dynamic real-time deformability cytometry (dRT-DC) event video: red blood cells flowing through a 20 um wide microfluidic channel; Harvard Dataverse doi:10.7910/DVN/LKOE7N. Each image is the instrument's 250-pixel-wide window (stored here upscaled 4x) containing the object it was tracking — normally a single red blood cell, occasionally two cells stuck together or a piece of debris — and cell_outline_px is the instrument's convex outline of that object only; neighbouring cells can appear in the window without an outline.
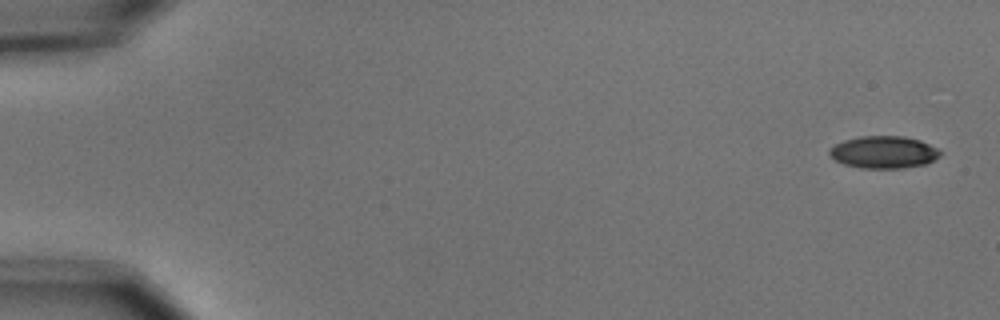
{"species": "common noctule bat (a hibernating species)", "species_latin": "Nyctalus noctula", "temperature_condition": "cold", "stored_images_in_passage": 54, "camera_frame_rate_fps": 3000, "um_per_image_px": 0.085, "animal": {"sex": "male", "body_mass_g": 15.6}, "frame": {"image": 1, "passage_image": 1, "time_ms": 0.0, "image_size_px": [1000, 320], "cell_outline_px": [[940, 156], [924, 164], [904, 168], [860, 168], [844, 164], [828, 156], [828, 148], [844, 140], [860, 136], [904, 136], [920, 140], [936, 148], [940, 152]], "centroid_in_image_um": [75.06, 12.93], "position_along_channel_um": 9.9, "area_um2": 20.81}}
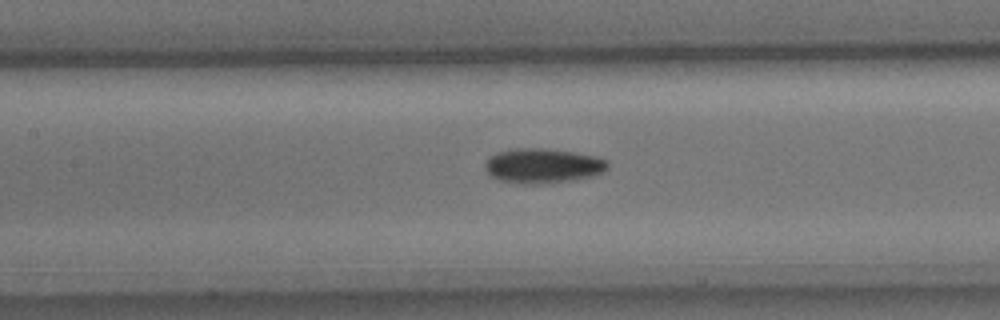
{"frame": {"image": 2, "passage_image": 25, "time_ms": 8.0, "image_size_px": [1000, 320], "cell_outline_px": [[608, 168], [604, 172], [592, 176], [576, 180], [544, 184], [520, 184], [500, 180], [492, 176], [484, 168], [484, 164], [496, 152], [512, 148], [544, 148], [600, 156], [608, 160]], "centroid_in_image_um": [46.18, 14.09], "position_along_channel_um": 161.2, "area_um2": 25.2}}
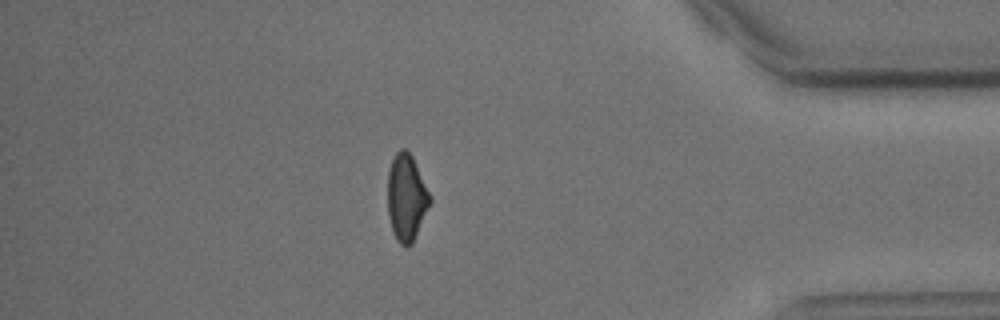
{"frame": {"image": 3, "passage_image": 47, "time_ms": 15.333, "image_size_px": [1000, 320], "cell_outline_px": [[432, 200], [412, 244], [400, 244], [396, 240], [392, 232], [388, 216], [388, 172], [392, 160], [396, 152], [400, 148], [404, 148], [412, 156], [432, 196]], "centroid_in_image_um": [34.55, 16.78], "position_along_channel_um": 400.7, "area_um2": 21.39}, "authors_computed_cell_mechanics": {"area_um2": 22.3108, "velocity_mm_per_s": 3.6956, "shape_relaxation_time_tau1_ms": 3.3324, "shape_relaxation_time_tau2_ms": null, "deformation_change_tau1": 0.1227, "deformation_change_tau2": null}}